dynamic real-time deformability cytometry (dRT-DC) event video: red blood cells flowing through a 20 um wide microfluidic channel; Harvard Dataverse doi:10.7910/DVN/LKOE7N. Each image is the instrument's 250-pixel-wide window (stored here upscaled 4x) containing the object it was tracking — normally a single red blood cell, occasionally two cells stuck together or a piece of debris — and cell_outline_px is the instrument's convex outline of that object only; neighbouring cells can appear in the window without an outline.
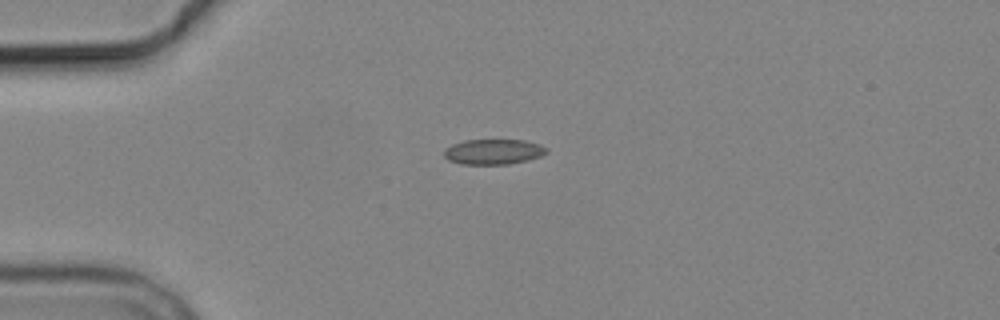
{"species": "common noctule bat (a hibernating species)", "species_latin": "Nyctalus noctula", "temperature_condition": "cold", "stored_images_in_passage": 2, "camera_frame_rate_fps": 3000, "um_per_image_px": 0.085, "animal": {"sex": "male", "body_mass_g": 19.2, "forearm_length_mm": 51.8}, "frame": {"image": 1, "passage_image": 1, "time_ms": 0.0, "image_size_px": [1000, 320], "cell_outline_px": [[548, 152], [540, 156], [528, 160], [508, 164], [460, 164], [448, 160], [444, 156], [444, 148], [452, 144], [464, 140], [524, 140], [540, 144], [548, 148]], "centroid_in_image_um": [41.93, 12.89], "position_along_channel_um": 43.1, "area_um2": 15.2}}